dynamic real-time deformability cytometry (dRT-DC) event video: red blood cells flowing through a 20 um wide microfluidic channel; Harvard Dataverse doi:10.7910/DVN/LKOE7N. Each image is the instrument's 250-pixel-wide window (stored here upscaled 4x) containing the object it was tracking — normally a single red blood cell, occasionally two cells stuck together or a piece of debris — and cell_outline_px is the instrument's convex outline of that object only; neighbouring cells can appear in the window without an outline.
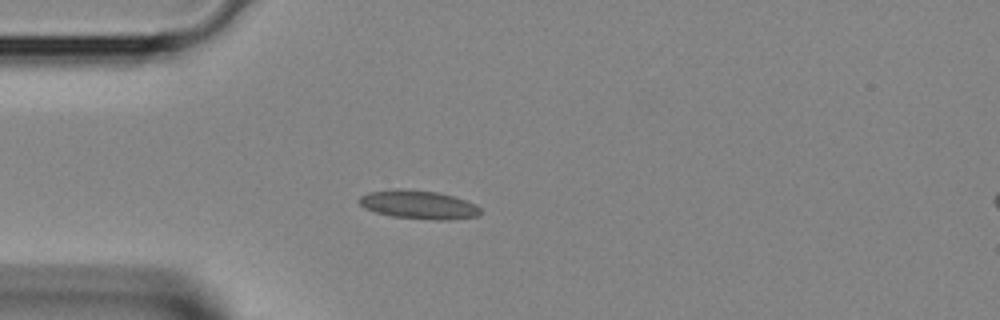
{"species": "Egyptian fruit bat (a non-hibernating species)", "species_latin": "Rousettus aegyptiacus", "temperature_condition": "room temperature", "stored_images_in_passage": 2, "camera_frame_rate_fps": 3000, "um_per_image_px": 0.085, "animal": {"sex": "female"}, "frame": {"image": 1, "passage_image": 1, "time_ms": 0.0, "image_size_px": [1000, 320], "cell_outline_px": [[480, 216], [448, 220], [436, 220], [392, 216], [376, 212], [364, 208], [356, 200], [360, 196], [368, 192], [400, 188], [436, 192], [452, 196], [476, 204], [480, 208]], "centroid_in_image_um": [35.56, 17.4], "position_along_channel_um": 49.4, "area_um2": 20.17}}